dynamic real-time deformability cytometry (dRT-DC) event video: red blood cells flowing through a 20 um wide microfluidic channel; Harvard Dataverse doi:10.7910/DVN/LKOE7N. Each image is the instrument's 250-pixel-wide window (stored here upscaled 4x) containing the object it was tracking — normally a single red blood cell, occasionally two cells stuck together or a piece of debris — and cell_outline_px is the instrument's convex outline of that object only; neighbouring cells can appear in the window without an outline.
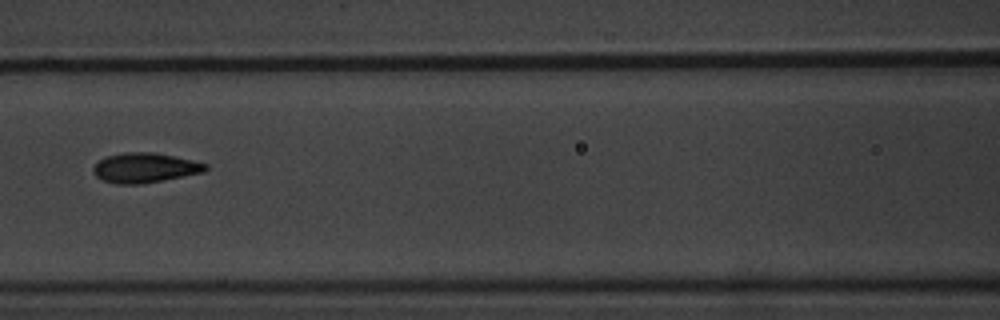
{"species": "common noctule bat (a hibernating species)", "species_latin": "Nyctalus noctula", "temperature_condition": "warm", "stored_images_in_passage": 10, "camera_frame_rate_fps": 3000, "um_per_image_px": 0.085, "animal": {"sex": "male", "body_mass_g": 20.1, "forearm_length_mm": 53.5}, "frame": {"image": 1, "passage_image": 7, "time_ms": 7.333, "image_size_px": [1000, 320], "cell_outline_px": [[208, 168], [204, 172], [184, 176], [140, 184], [116, 184], [104, 180], [96, 176], [92, 172], [92, 168], [104, 156], [124, 152], [152, 152], [192, 160], [208, 164]], "centroid_in_image_um": [12.29, 14.26], "position_along_channel_um": 154.3, "area_um2": 19.42}}